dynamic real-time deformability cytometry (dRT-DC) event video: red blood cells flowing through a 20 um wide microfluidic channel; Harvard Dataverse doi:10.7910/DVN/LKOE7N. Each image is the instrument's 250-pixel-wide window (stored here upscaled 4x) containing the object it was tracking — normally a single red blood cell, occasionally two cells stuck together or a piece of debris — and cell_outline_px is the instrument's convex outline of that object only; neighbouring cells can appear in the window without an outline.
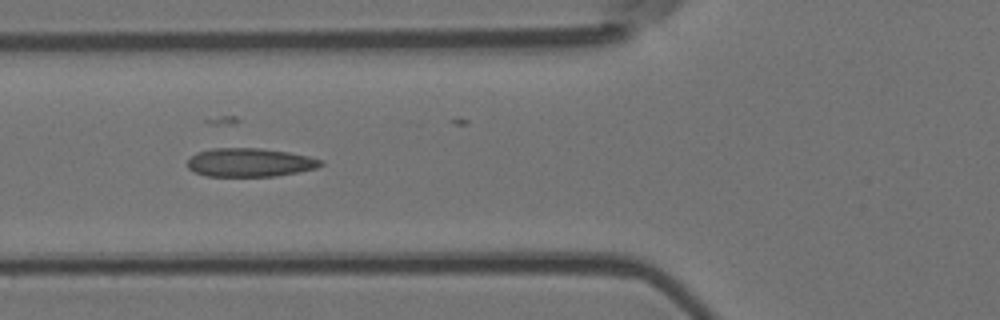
{"species": "Egyptian fruit bat (a non-hibernating species)", "species_latin": "Rousettus aegyptiacus", "temperature_condition": "room temperature", "stored_images_in_passage": 7, "camera_frame_rate_fps": 3000, "um_per_image_px": 0.085, "animal": {"sex": "female"}, "frame": {"image": 1, "passage_image": 6, "time_ms": 1.667, "image_size_px": [1000, 320], "cell_outline_px": [[324, 164], [316, 168], [276, 176], [208, 176], [196, 172], [188, 168], [188, 160], [196, 152], [212, 148], [260, 148], [288, 152], [308, 156], [324, 160]], "centroid_in_image_um": [21.25, 13.8], "position_along_channel_um": 104.6, "area_um2": 22.14}}
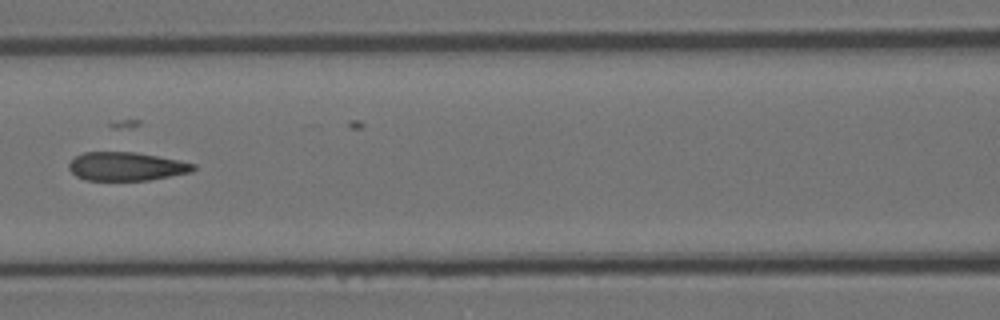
{"frame": {"image": 2, "passage_image": 7, "time_ms": 2.0, "image_size_px": [1000, 320], "cell_outline_px": [[196, 168], [192, 172], [148, 180], [84, 180], [76, 176], [68, 168], [68, 164], [76, 156], [84, 152], [136, 152], [196, 164]], "centroid_in_image_um": [10.72, 14.15], "position_along_channel_um": 155.9, "area_um2": 20.58}}